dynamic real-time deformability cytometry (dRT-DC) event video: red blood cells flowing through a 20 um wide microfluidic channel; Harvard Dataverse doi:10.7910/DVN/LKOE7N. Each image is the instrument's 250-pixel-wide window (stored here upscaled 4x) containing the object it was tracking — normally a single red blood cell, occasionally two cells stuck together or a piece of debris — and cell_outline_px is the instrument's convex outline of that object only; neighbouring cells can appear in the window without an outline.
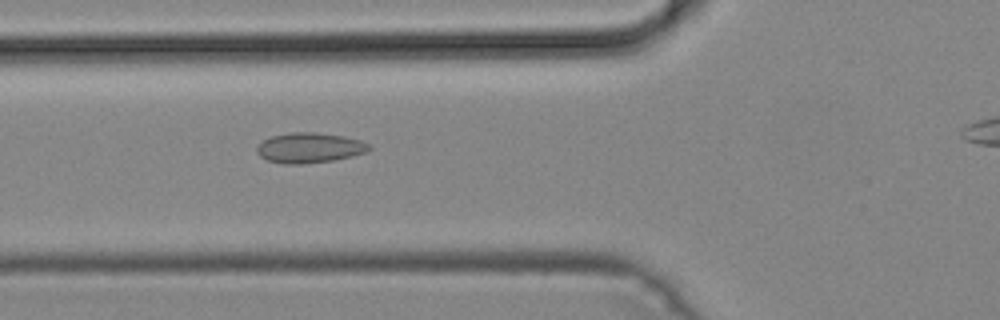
{"species": "common noctule bat (a hibernating species)", "species_latin": "Nyctalus noctula", "temperature_condition": "cold", "stored_images_in_passage": 31, "camera_frame_rate_fps": 3000, "um_per_image_px": 0.085, "animal": {"sex": "male", "body_mass_g": 19.2, "forearm_length_mm": 51.8}, "frame": {"image": 1, "passage_image": 5, "time_ms": 1.333, "image_size_px": [1000, 320], "cell_outline_px": [[372, 148], [364, 152], [352, 156], [332, 160], [304, 164], [284, 164], [268, 160], [260, 156], [256, 152], [256, 148], [264, 140], [272, 136], [292, 132], [316, 132], [344, 136], [360, 140], [368, 144]], "centroid_in_image_um": [26.3, 12.56], "position_along_channel_um": 99.5, "area_um2": 19.59}}
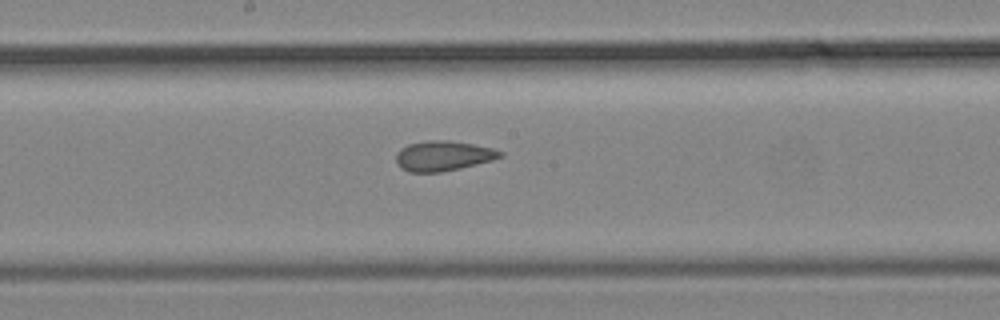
{"frame": {"image": 2, "passage_image": 13, "time_ms": 4.0, "image_size_px": [1000, 320], "cell_outline_px": [[504, 156], [492, 160], [460, 168], [440, 172], [408, 172], [400, 168], [396, 160], [396, 152], [400, 148], [408, 144], [428, 140], [448, 140], [472, 144], [492, 148], [504, 152]], "centroid_in_image_um": [37.65, 13.24], "position_along_channel_um": 210.6, "area_um2": 18.26}}
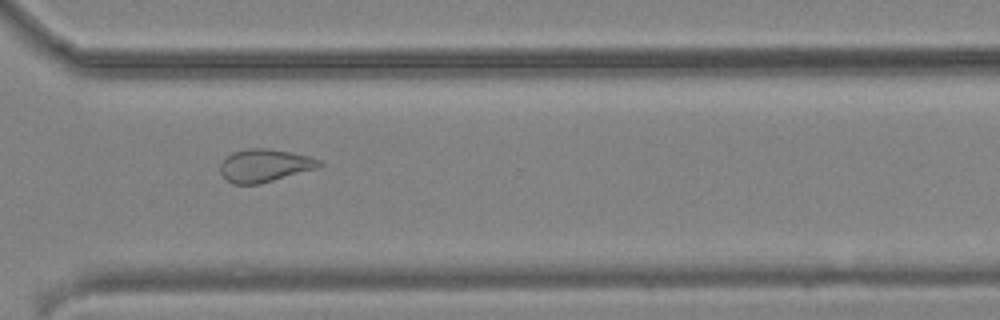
{"frame": {"image": 3, "passage_image": 23, "time_ms": 7.333, "image_size_px": [1000, 320], "cell_outline_px": [[324, 164], [316, 168], [260, 184], [232, 184], [220, 172], [220, 164], [232, 152], [248, 148], [268, 148], [292, 152], [308, 156], [320, 160]], "centroid_in_image_um": [22.49, 14.06], "position_along_channel_um": 348.1, "area_um2": 18.84}}